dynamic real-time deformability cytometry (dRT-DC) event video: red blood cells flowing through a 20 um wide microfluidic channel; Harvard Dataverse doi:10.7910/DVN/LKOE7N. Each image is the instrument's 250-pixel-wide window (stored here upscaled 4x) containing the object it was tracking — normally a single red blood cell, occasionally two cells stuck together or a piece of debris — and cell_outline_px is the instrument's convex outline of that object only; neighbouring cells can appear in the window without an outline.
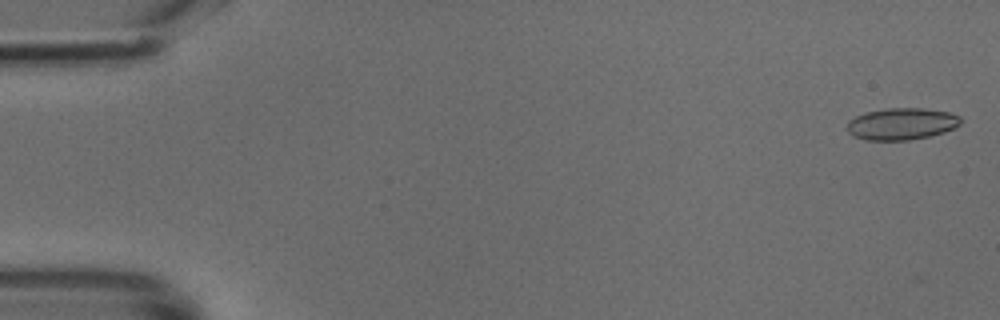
{"species": "common noctule bat (a hibernating species)", "species_latin": "Nyctalus noctula", "temperature_condition": "cold", "stored_images_in_passage": 5, "camera_frame_rate_fps": 3000, "um_per_image_px": 0.085, "animal": {"sex": "male", "body_mass_g": 18.8}, "frame": {"image": 1, "passage_image": 1, "time_ms": 0.0, "image_size_px": [1000, 320], "cell_outline_px": [[960, 124], [944, 132], [928, 136], [908, 140], [868, 140], [852, 136], [848, 132], [848, 120], [856, 116], [868, 112], [888, 108], [920, 108], [948, 112], [960, 116]], "centroid_in_image_um": [76.62, 10.53], "position_along_channel_um": 8.4, "area_um2": 20.81}}